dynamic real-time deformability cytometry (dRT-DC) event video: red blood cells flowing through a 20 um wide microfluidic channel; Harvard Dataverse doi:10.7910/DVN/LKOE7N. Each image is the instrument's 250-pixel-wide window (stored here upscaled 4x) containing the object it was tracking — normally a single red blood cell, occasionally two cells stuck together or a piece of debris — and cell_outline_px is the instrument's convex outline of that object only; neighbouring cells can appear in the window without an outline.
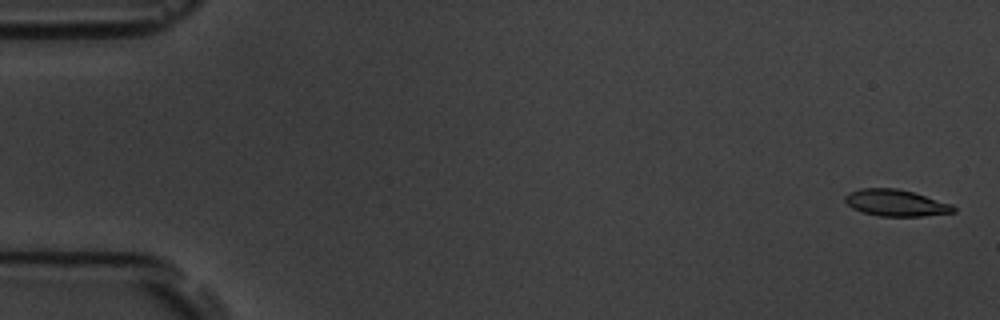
{"species": "common noctule bat (a hibernating species)", "species_latin": "Nyctalus noctula", "temperature_condition": "room temperature", "stored_images_in_passage": 7, "camera_frame_rate_fps": 3000, "um_per_image_px": 0.085, "animal": {"sex": "male", "body_mass_g": 19.5, "forearm_length_mm": 54.6}, "frame": {"image": 1, "passage_image": 1, "time_ms": 0.0, "image_size_px": [1000, 320], "cell_outline_px": [[956, 212], [920, 216], [880, 216], [860, 212], [852, 208], [844, 200], [844, 196], [848, 192], [860, 188], [896, 188], [912, 192], [952, 204], [956, 208]], "centroid_in_image_um": [76.11, 17.24], "position_along_channel_um": 8.9, "area_um2": 16.82}}
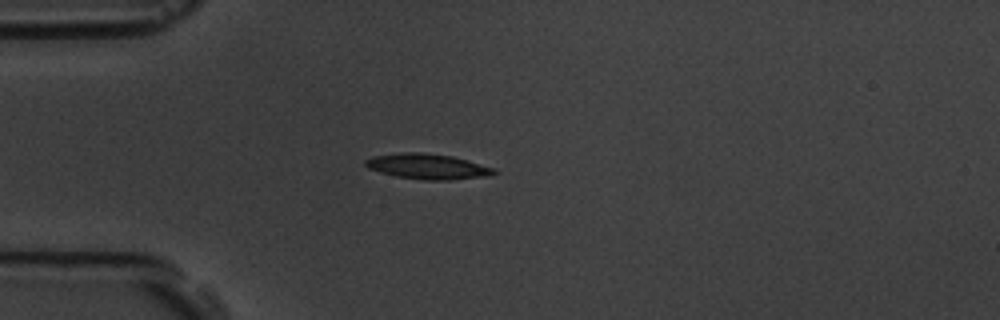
{"frame": {"image": 2, "passage_image": 5, "time_ms": 4.667, "image_size_px": [1000, 320], "cell_outline_px": [[496, 172], [488, 176], [448, 180], [424, 180], [396, 176], [380, 172], [368, 168], [364, 164], [364, 160], [372, 156], [400, 152], [420, 152], [452, 156], [496, 168]], "centroid_in_image_um": [36.32, 14.14], "position_along_channel_um": 48.7, "area_um2": 19.02}}
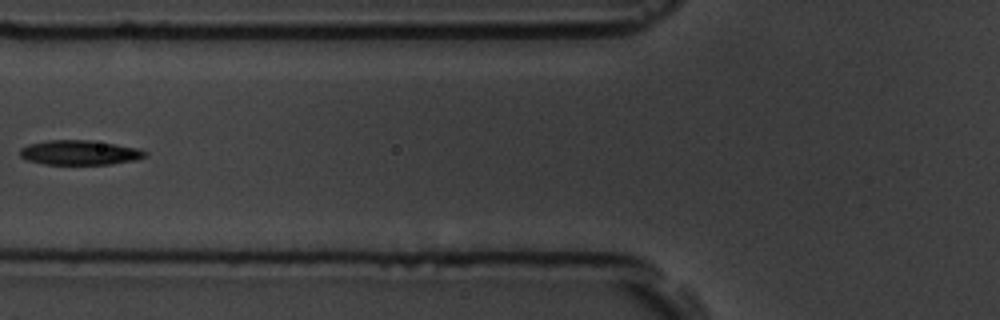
{"frame": {"image": 3, "passage_image": 7, "time_ms": 7.0, "image_size_px": [1000, 320], "cell_outline_px": [[148, 152], [144, 156], [136, 160], [112, 164], [44, 164], [28, 160], [20, 156], [20, 148], [28, 144], [48, 140], [92, 140], [116, 144], [136, 148]], "centroid_in_image_um": [6.75, 12.96], "position_along_channel_um": 119.0, "area_um2": 17.92}}